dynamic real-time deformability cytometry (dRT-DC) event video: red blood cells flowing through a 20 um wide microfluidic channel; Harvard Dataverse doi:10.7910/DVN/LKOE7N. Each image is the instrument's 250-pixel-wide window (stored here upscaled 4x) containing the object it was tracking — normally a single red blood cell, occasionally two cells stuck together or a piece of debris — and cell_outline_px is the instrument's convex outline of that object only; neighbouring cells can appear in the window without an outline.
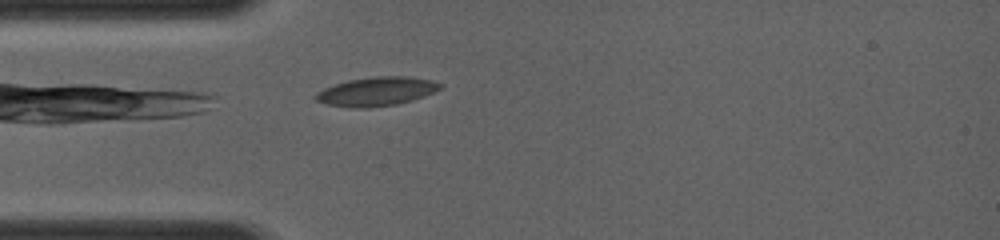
{"species": "common noctule bat (a hibernating species)", "species_latin": "Nyctalus noctula", "temperature_condition": "room temperature", "stored_images_in_passage": 16, "camera_frame_rate_fps": 4000, "um_per_image_px": 0.085, "animal": {"sex": "female", "body_mass_g": 19.0, "forearm_length_mm": 56.7}, "frame": {"image": 1, "passage_image": 1, "time_ms": 0.0, "image_size_px": [1000, 240], "cell_outline_px": [[444, 88], [424, 96], [412, 100], [396, 104], [368, 108], [352, 108], [328, 104], [316, 100], [312, 96], [316, 92], [324, 88], [348, 80], [376, 76], [408, 76], [432, 80], [444, 84]], "centroid_in_image_um": [32.03, 7.77], "position_along_channel_um": 53.0, "area_um2": 21.1}}
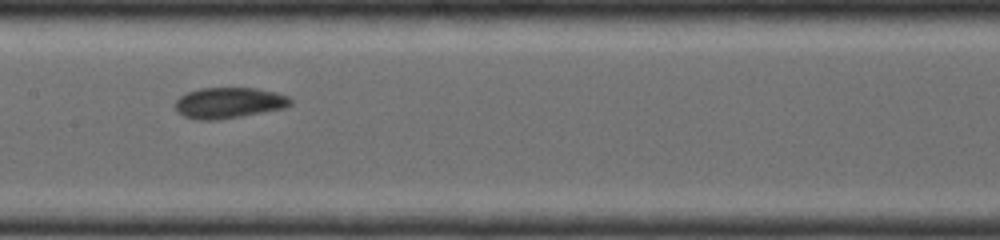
{"frame": {"image": 2, "passage_image": 9, "time_ms": 3.0, "image_size_px": [1000, 240], "cell_outline_px": [[292, 104], [284, 108], [240, 116], [216, 120], [196, 120], [184, 116], [176, 108], [176, 100], [180, 96], [188, 92], [200, 88], [256, 88], [276, 92], [288, 96], [292, 100]], "centroid_in_image_um": [19.47, 8.73], "position_along_channel_um": 187.9, "area_um2": 20.58}}
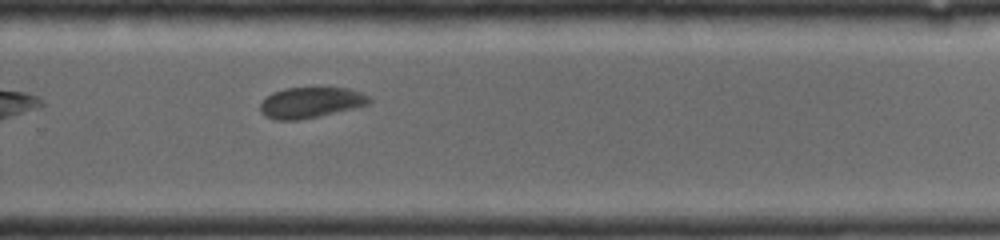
{"frame": {"image": 3, "passage_image": 16, "time_ms": 5.5, "image_size_px": [1000, 240], "cell_outline_px": [[372, 100], [368, 104], [320, 116], [300, 120], [276, 120], [264, 116], [260, 112], [260, 104], [264, 96], [272, 92], [284, 88], [348, 88], [372, 96]], "centroid_in_image_um": [26.37, 8.71], "position_along_channel_um": 303.4, "area_um2": 19.71}}